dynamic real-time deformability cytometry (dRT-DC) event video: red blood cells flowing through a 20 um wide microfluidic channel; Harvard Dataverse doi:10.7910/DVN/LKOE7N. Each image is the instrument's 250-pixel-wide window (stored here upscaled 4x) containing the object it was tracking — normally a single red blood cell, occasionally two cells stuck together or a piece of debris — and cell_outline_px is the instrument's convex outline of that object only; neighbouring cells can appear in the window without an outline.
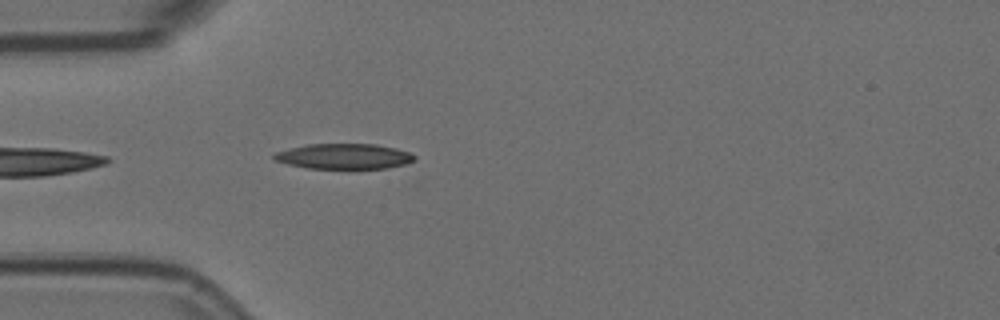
{"species": "Egyptian fruit bat (a non-hibernating species)", "species_latin": "Rousettus aegyptiacus", "temperature_condition": "room temperature", "stored_images_in_passage": 4, "camera_frame_rate_fps": 3000, "um_per_image_px": 0.085, "animal": {"sex": "female"}, "frame": {"image": 1, "passage_image": 4, "time_ms": 1.0, "image_size_px": [1000, 320], "cell_outline_px": [[416, 160], [404, 164], [388, 168], [308, 168], [288, 164], [272, 160], [272, 152], [308, 144], [376, 144], [396, 148], [408, 152], [416, 156]], "centroid_in_image_um": [29.2, 13.28], "position_along_channel_um": 55.8, "area_um2": 20.81}}